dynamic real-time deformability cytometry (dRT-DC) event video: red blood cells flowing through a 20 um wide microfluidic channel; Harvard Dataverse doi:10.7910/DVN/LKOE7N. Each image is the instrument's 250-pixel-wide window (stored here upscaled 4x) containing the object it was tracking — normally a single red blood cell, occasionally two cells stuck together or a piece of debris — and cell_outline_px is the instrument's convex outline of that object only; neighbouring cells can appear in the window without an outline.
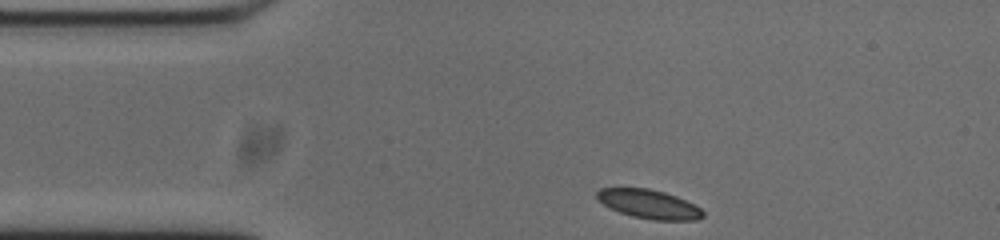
{"species": "common noctule bat (a hibernating species)", "species_latin": "Nyctalus noctula", "temperature_condition": "cold", "stored_images_in_passage": 46, "camera_frame_rate_fps": 3000, "um_per_image_px": 0.085, "animal": {"sex": "male", "body_mass_g": 20.0, "forearm_length_mm": 53.3}, "frame": {"image": 1, "passage_image": 1, "time_ms": 0.0, "image_size_px": [1000, 240], "cell_outline_px": [[704, 216], [696, 220], [652, 220], [632, 216], [608, 208], [596, 200], [596, 192], [600, 188], [648, 188], [664, 192], [676, 196], [700, 208], [704, 212]], "centroid_in_image_um": [55.11, 17.35], "position_along_channel_um": 29.9, "area_um2": 17.92}}
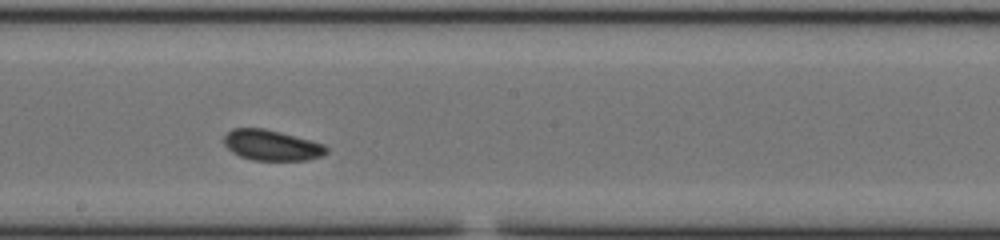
{"frame": {"image": 2, "passage_image": 20, "time_ms": 6.333, "image_size_px": [1000, 240], "cell_outline_px": [[328, 152], [320, 156], [308, 160], [252, 160], [240, 156], [232, 152], [224, 144], [224, 136], [232, 128], [264, 128], [280, 132], [324, 144], [328, 148]], "centroid_in_image_um": [23.08, 12.34], "position_along_channel_um": 225.1, "area_um2": 18.15}}
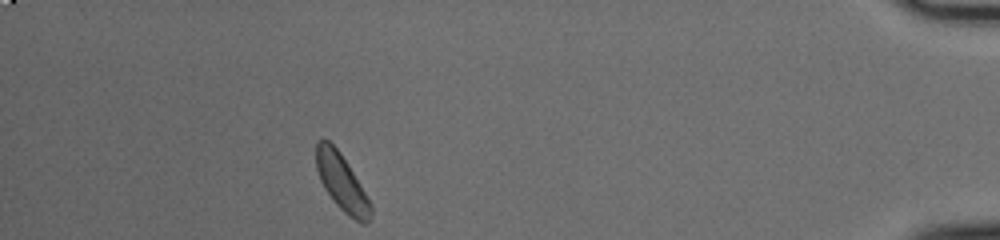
{"frame": {"image": 3, "passage_image": 40, "time_ms": 13.0, "image_size_px": [1000, 240], "cell_outline_px": [[372, 212], [368, 224], [360, 224], [348, 216], [332, 200], [324, 188], [320, 180], [316, 168], [316, 140], [328, 140], [340, 152], [348, 164], [372, 204]], "centroid_in_image_um": [29.06, 15.55], "position_along_channel_um": 406.1, "area_um2": 18.09}, "authors_computed_cell_mechanics": {"area_um2": 18.1203, "velocity_mm_per_s": 3.6765, "shape_relaxation_time_tau1_ms": 4.421, "shape_relaxation_time_tau2_ms": 2.9416, "deformation_change_tau1": 0.07, "deformation_change_tau2": 0.0762}}